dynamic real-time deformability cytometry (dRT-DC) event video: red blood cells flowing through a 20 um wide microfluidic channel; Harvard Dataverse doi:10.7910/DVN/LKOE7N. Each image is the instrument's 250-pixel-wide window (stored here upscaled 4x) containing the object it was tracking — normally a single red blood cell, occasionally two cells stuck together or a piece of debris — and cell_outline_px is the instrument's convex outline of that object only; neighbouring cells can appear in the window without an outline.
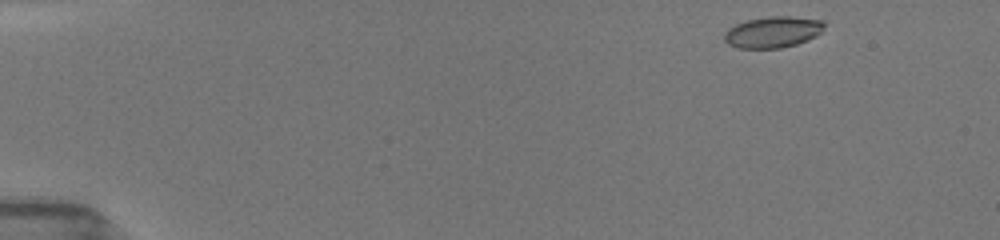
{"species": "common noctule bat (a hibernating species)", "species_latin": "Nyctalus noctula", "temperature_condition": "room temperature", "stored_images_in_passage": 47, "camera_frame_rate_fps": 3000, "um_per_image_px": 0.085, "animal": {"sex": "female", "body_mass_g": 19.5, "forearm_length_mm": 54.1}, "frame": {"image": 1, "passage_image": 1, "time_ms": 0.0, "image_size_px": [1000, 240], "cell_outline_px": [[824, 24], [820, 32], [816, 36], [808, 40], [796, 44], [780, 48], [736, 48], [728, 44], [724, 40], [724, 32], [728, 28], [736, 24], [748, 20], [768, 16], [788, 16], [824, 20]], "centroid_in_image_um": [65.67, 2.73], "position_along_channel_um": 19.3, "area_um2": 18.21}}
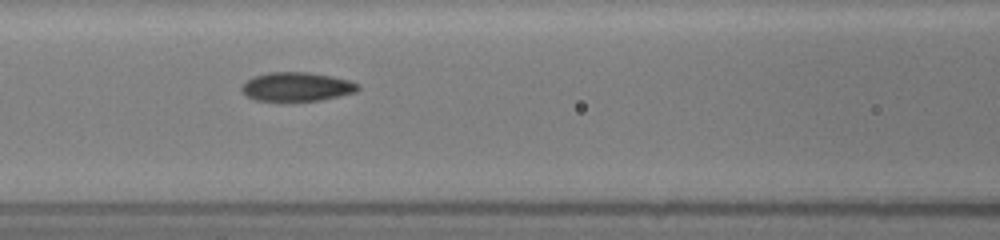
{"frame": {"image": 2, "passage_image": 19, "time_ms": 6.0, "image_size_px": [1000, 240], "cell_outline_px": [[360, 88], [356, 92], [320, 100], [256, 100], [248, 96], [240, 88], [240, 84], [252, 76], [268, 72], [308, 72], [332, 76], [348, 80], [360, 84]], "centroid_in_image_um": [25.21, 7.35], "position_along_channel_um": 141.4, "area_um2": 19.54}}
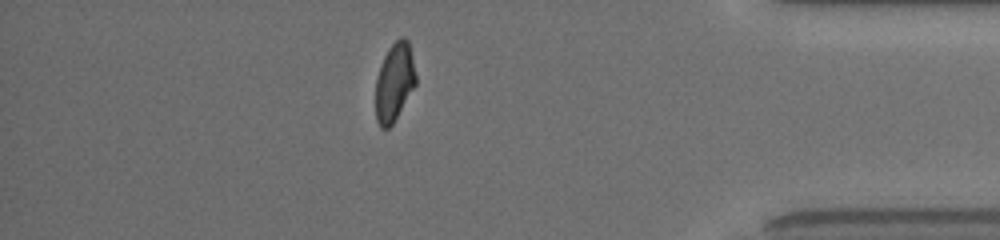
{"frame": {"image": 3, "passage_image": 41, "time_ms": 13.333, "image_size_px": [1000, 240], "cell_outline_px": [[416, 84], [392, 124], [388, 128], [380, 128], [376, 120], [376, 76], [380, 64], [388, 48], [400, 36], [404, 36], [408, 40], [412, 56], [416, 76]], "centroid_in_image_um": [33.51, 6.95], "position_along_channel_um": 401.7, "area_um2": 18.32}, "authors_computed_cell_mechanics": {"area_um2": 19.363, "velocity_mm_per_s": 3.9678, "shape_relaxation_time_tau1_ms": 4.4799, "shape_relaxation_time_tau2_ms": 2.0474, "deformation_change_tau1": 0.1446, "deformation_change_tau2": 0.0661}}